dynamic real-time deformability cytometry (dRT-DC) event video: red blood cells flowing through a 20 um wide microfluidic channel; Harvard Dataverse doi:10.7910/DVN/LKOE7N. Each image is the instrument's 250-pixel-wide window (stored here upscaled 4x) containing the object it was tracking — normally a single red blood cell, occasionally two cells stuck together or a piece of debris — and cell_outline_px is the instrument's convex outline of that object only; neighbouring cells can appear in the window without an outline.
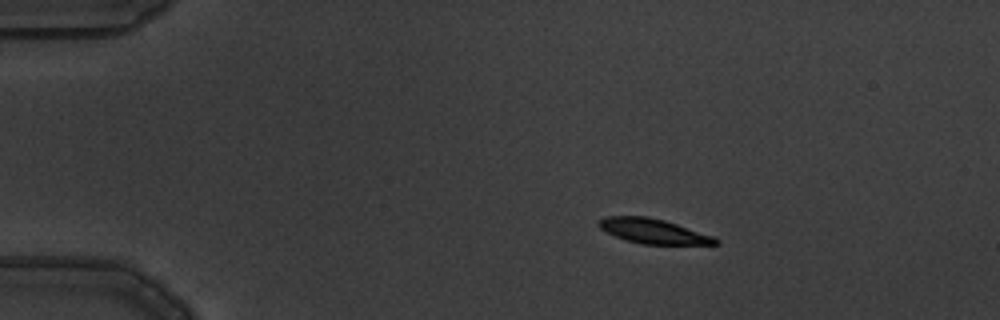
{"species": "common noctule bat (a hibernating species)", "species_latin": "Nyctalus noctula", "temperature_condition": "warm", "stored_images_in_passage": 12, "camera_frame_rate_fps": 3000, "um_per_image_px": 0.085, "animal": {"sex": "male", "body_mass_g": 19.5, "forearm_length_mm": 54.6}, "frame": {"image": 1, "passage_image": 1, "time_ms": 0.0, "image_size_px": [1000, 320], "cell_outline_px": [[720, 244], [644, 244], [628, 240], [616, 236], [600, 228], [596, 224], [604, 216], [648, 216], [664, 220], [712, 236], [720, 240]], "centroid_in_image_um": [55.51, 19.64], "position_along_channel_um": 29.5, "area_um2": 16.53}}
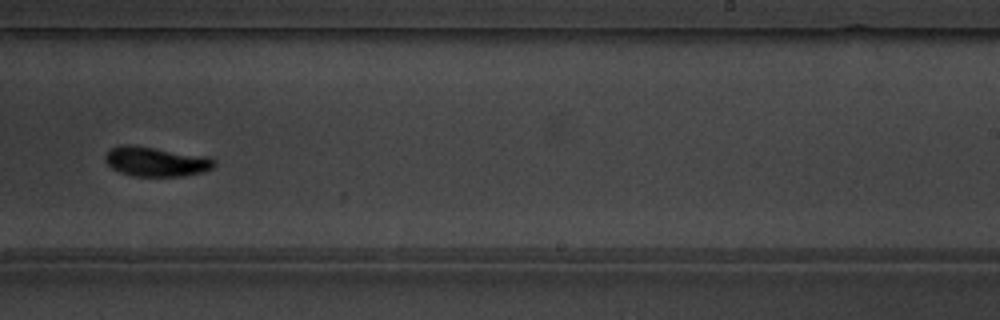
{"frame": {"image": 2, "passage_image": 8, "time_ms": 2.333, "image_size_px": [1000, 320], "cell_outline_px": [[216, 164], [212, 168], [204, 172], [184, 176], [132, 176], [120, 172], [112, 168], [104, 160], [104, 156], [116, 144], [132, 144], [208, 156], [216, 160]], "centroid_in_image_um": [13.27, 13.72], "position_along_channel_um": 275.7, "area_um2": 19.13}}
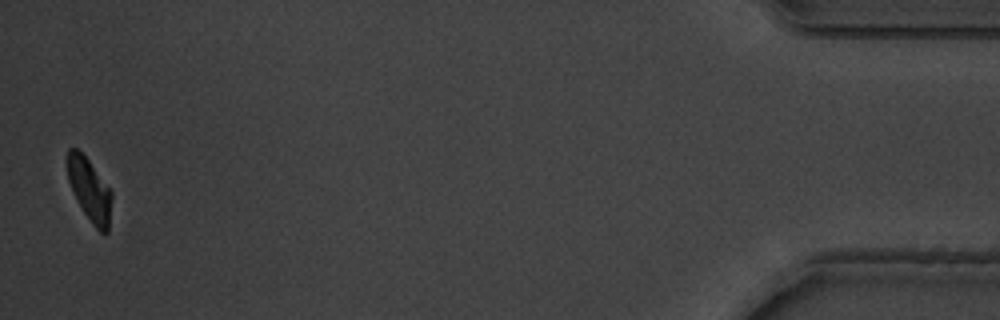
{"frame": {"image": 3, "passage_image": 12, "time_ms": 3.667, "image_size_px": [1000, 320], "cell_outline_px": [[112, 196], [108, 232], [100, 232], [92, 224], [84, 212], [68, 180], [68, 148], [76, 148], [88, 160], [112, 192]], "centroid_in_image_um": [7.63, 16.15], "position_along_channel_um": 427.6, "area_um2": 15.61}}